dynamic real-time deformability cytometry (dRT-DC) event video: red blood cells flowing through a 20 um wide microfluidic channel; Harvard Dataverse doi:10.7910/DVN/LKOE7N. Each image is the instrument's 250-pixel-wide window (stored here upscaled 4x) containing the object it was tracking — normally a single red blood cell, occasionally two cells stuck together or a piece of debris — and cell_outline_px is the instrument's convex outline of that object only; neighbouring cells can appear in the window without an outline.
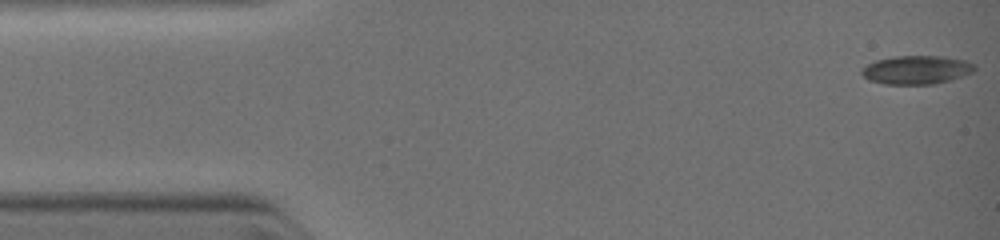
{"species": "common noctule bat (a hibernating species)", "species_latin": "Nyctalus noctula", "temperature_condition": "warm", "stored_images_in_passage": 14, "camera_frame_rate_fps": 3000, "um_per_image_px": 0.085, "animal": {"sex": "female", "body_mass_g": 19.0, "forearm_length_mm": 51.5}, "frame": {"image": 1, "passage_image": 1, "time_ms": 0.0, "image_size_px": [1000, 240], "cell_outline_px": [[976, 68], [972, 72], [948, 80], [932, 84], [884, 84], [868, 80], [860, 72], [860, 68], [876, 60], [896, 56], [944, 56], [964, 60], [976, 64]], "centroid_in_image_um": [77.87, 5.93], "position_along_channel_um": 7.1, "area_um2": 18.73}}
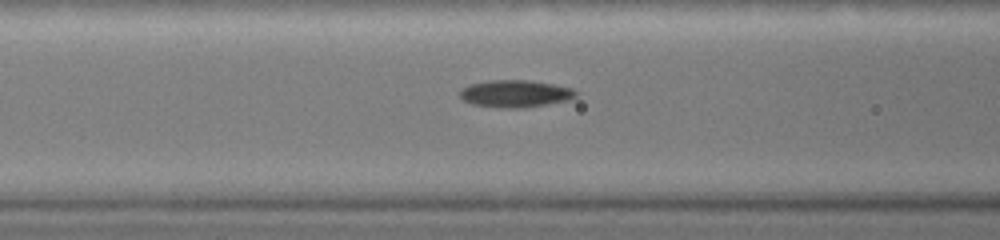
{"frame": {"image": 2, "passage_image": 11, "time_ms": 4.333, "image_size_px": [1000, 240], "cell_outline_px": [[580, 92], [576, 96], [568, 100], [520, 108], [508, 108], [472, 104], [464, 100], [460, 96], [460, 88], [468, 84], [488, 80], [528, 80], [552, 84], [572, 88]], "centroid_in_image_um": [43.78, 7.94], "position_along_channel_um": 122.8, "area_um2": 18.32}}
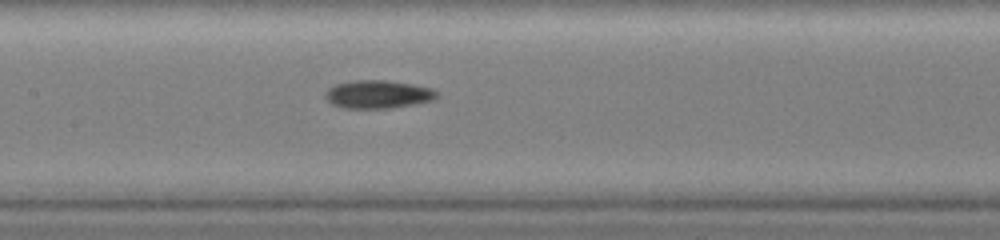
{"frame": {"image": 3, "passage_image": 14, "time_ms": 5.333, "image_size_px": [1000, 240], "cell_outline_px": [[440, 92], [436, 100], [416, 104], [392, 108], [344, 108], [332, 104], [324, 96], [324, 92], [328, 88], [336, 84], [352, 80], [384, 80], [412, 84], [432, 88]], "centroid_in_image_um": [32.16, 8.02], "position_along_channel_um": 175.2, "area_um2": 18.55}}